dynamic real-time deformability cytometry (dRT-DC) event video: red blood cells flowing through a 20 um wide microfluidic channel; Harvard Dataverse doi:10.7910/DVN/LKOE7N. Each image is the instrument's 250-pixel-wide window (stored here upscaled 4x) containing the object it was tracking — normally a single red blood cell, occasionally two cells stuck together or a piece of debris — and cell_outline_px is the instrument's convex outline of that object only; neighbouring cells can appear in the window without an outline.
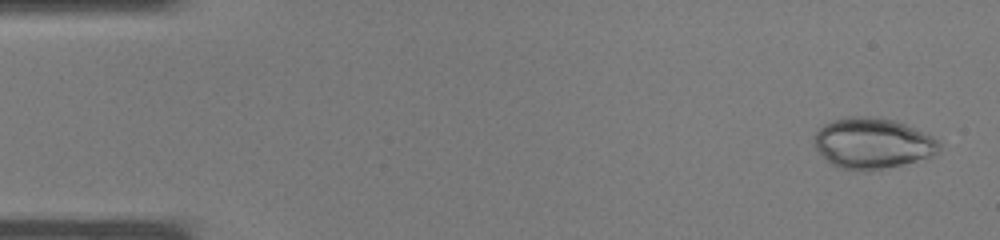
{"species": "common noctule bat (a hibernating species)", "species_latin": "Nyctalus noctula", "temperature_condition": "warm", "stored_images_in_passage": 37, "camera_frame_rate_fps": 3000, "um_per_image_px": 0.085, "animal": {"sex": "male", "body_mass_g": 19.0, "forearm_length_mm": 50.8}, "frame": {"image": 1, "passage_image": 2, "time_ms": 0.333, "image_size_px": [1000, 240], "cell_outline_px": [[940, 148], [932, 156], [868, 172], [864, 172], [840, 168], [832, 164], [816, 148], [816, 132], [824, 124], [832, 120], [848, 116], [868, 116], [896, 120], [932, 136], [940, 144]], "centroid_in_image_um": [74.16, 12.17], "position_along_channel_um": 10.8, "area_um2": 36.59}}
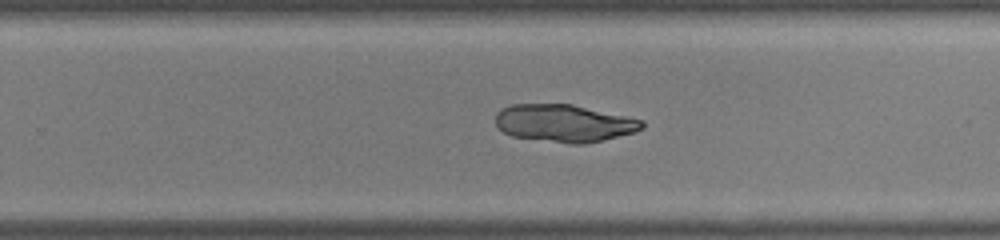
{"frame": {"image": 2, "passage_image": 24, "time_ms": 7.667, "image_size_px": [1000, 240], "cell_outline_px": [[644, 128], [636, 132], [604, 140], [584, 144], [572, 144], [512, 136], [504, 132], [496, 124], [496, 112], [500, 108], [512, 104], [572, 104], [644, 120]], "centroid_in_image_um": [47.97, 10.47], "position_along_channel_um": 281.8, "area_um2": 32.08}}
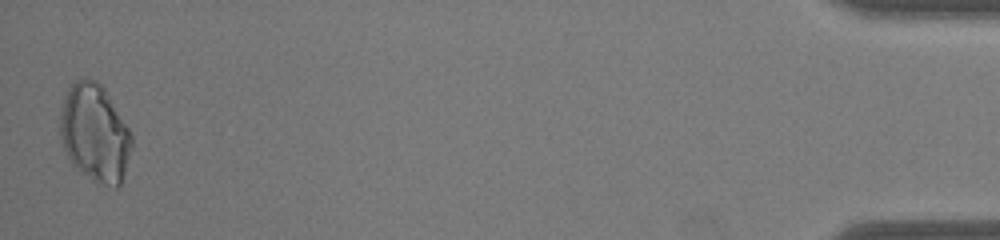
{"frame": {"image": 3, "passage_image": 37, "time_ms": 12.0, "image_size_px": [1000, 240], "cell_outline_px": [[132, 148], [120, 184], [116, 188], [96, 184], [80, 172], [72, 164], [64, 148], [60, 136], [60, 116], [64, 96], [68, 88], [76, 80], [84, 76], [96, 80], [104, 88], [128, 128], [132, 136]], "centroid_in_image_um": [8.04, 11.32], "position_along_channel_um": 427.2, "area_um2": 40.81}}